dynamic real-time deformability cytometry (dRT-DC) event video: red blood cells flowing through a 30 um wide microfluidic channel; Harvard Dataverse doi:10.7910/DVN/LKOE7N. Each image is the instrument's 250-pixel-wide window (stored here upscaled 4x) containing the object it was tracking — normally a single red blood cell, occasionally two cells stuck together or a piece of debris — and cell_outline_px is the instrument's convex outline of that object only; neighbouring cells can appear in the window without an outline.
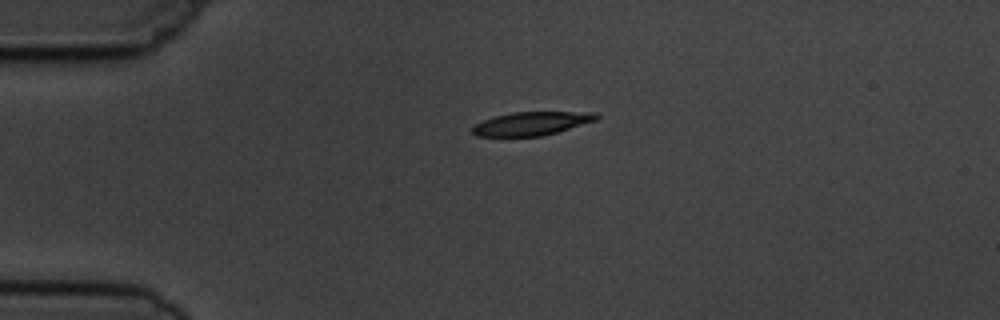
{"species": "common noctule bat (a hibernating species)", "species_latin": "Nyctalus noctula", "temperature_condition": "cold", "stored_images_in_passage": 3, "camera_frame_rate_fps": 3000, "um_per_image_px": 0.085, "animal": {"sex": "male", "body_mass_g": 19.5, "forearm_length_mm": 54.6}, "frame": {"image": 1, "passage_image": 3, "time_ms": 2.333, "image_size_px": [1000, 320], "cell_outline_px": [[600, 116], [596, 120], [556, 132], [540, 136], [476, 136], [472, 132], [472, 128], [476, 124], [484, 120], [496, 116], [512, 112], [596, 112]], "centroid_in_image_um": [45.19, 10.49], "position_along_channel_um": 39.8, "area_um2": 16.7}}